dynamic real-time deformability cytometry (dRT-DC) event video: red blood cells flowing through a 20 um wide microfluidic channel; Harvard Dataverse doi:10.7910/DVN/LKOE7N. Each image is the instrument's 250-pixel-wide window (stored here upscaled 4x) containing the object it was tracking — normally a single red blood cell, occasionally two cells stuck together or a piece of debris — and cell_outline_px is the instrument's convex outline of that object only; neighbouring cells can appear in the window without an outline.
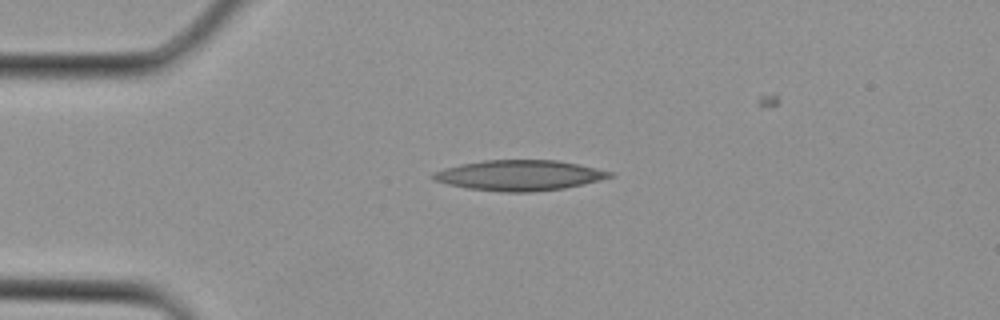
{"species": "Egyptian fruit bat (a non-hibernating species)", "species_latin": "Rousettus aegyptiacus", "temperature_condition": "cold", "stored_images_in_passage": 2, "camera_frame_rate_fps": 3000, "um_per_image_px": 0.085, "animal": {"sex": "female"}, "frame": {"image": 1, "passage_image": 1, "time_ms": 0.0, "image_size_px": [1000, 320], "cell_outline_px": [[612, 176], [600, 180], [584, 184], [564, 188], [532, 192], [504, 192], [468, 188], [448, 184], [432, 180], [432, 172], [444, 168], [460, 164], [484, 160], [556, 160], [596, 168], [612, 172]], "centroid_in_image_um": [44.11, 14.9], "position_along_channel_um": 40.9, "area_um2": 31.15}}
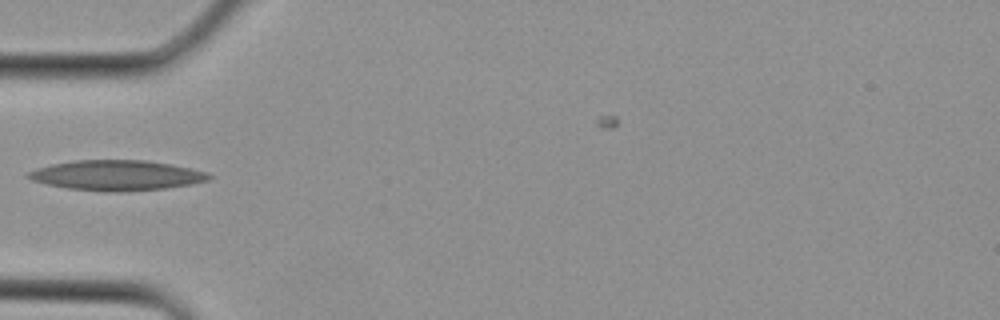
{"frame": {"image": 2, "passage_image": 2, "time_ms": 0.333, "image_size_px": [1000, 320], "cell_outline_px": [[212, 176], [208, 180], [192, 184], [164, 188], [120, 192], [112, 192], [68, 188], [48, 184], [32, 180], [24, 176], [28, 172], [36, 168], [52, 164], [76, 160], [148, 160], [172, 164], [192, 168], [208, 172]], "centroid_in_image_um": [9.94, 14.89], "position_along_channel_um": 75.1, "area_um2": 31.79}}